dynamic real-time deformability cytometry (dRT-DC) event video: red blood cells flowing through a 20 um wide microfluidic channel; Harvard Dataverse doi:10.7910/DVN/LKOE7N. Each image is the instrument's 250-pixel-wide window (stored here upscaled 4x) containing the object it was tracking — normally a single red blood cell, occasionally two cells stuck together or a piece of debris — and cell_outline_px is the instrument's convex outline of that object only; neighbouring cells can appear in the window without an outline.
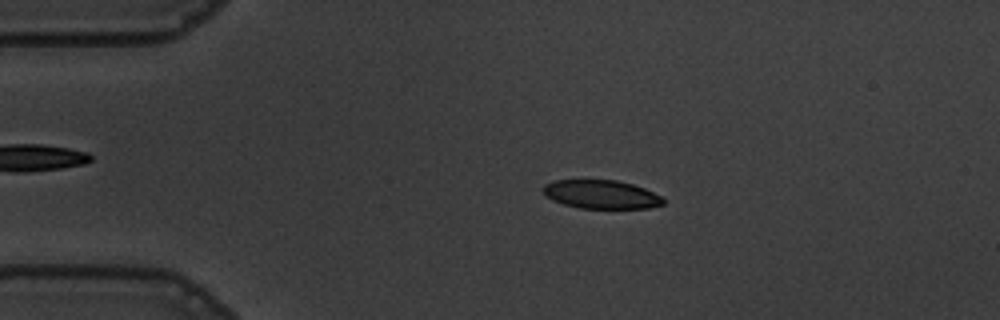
{"species": "common noctule bat (a hibernating species)", "species_latin": "Nyctalus noctula", "temperature_condition": "warm", "stored_images_in_passage": 49, "camera_frame_rate_fps": 3000, "um_per_image_px": 0.085, "animal": {"sex": "male", "body_mass_g": 19.5, "forearm_length_mm": 54.6}, "frame": {"image": 1, "passage_image": 5, "time_ms": 1.333, "image_size_px": [1000, 320], "cell_outline_px": [[664, 204], [648, 208], [580, 208], [564, 204], [552, 200], [544, 196], [544, 184], [556, 180], [616, 180], [632, 184], [644, 188], [660, 196], [664, 200]], "centroid_in_image_um": [51.09, 16.52], "position_along_channel_um": 33.9, "area_um2": 19.88}}
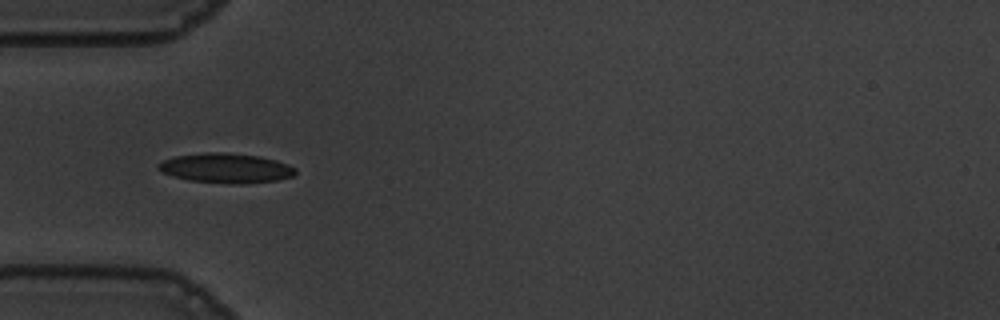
{"frame": {"image": 2, "passage_image": 11, "time_ms": 3.333, "image_size_px": [1000, 320], "cell_outline_px": [[296, 172], [292, 176], [276, 180], [240, 184], [228, 184], [188, 180], [172, 176], [156, 168], [156, 164], [172, 156], [204, 152], [228, 152], [260, 156], [276, 160], [288, 164], [296, 168]], "centroid_in_image_um": [19.17, 14.28], "position_along_channel_um": 65.8, "area_um2": 23.99}}
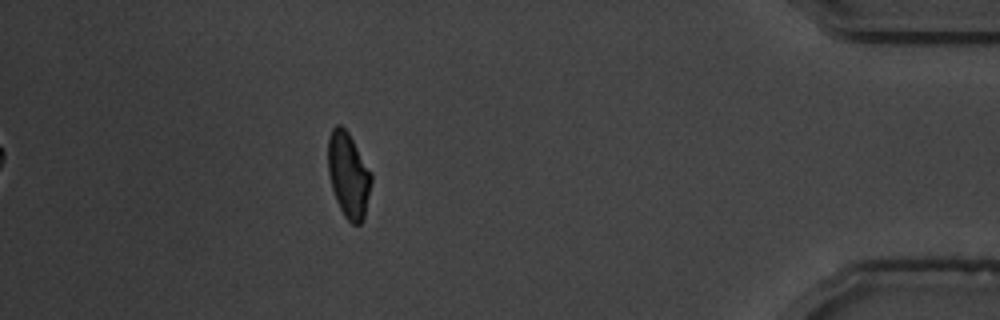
{"frame": {"image": 3, "passage_image": 43, "time_ms": 14.0, "image_size_px": [1000, 320], "cell_outline_px": [[372, 180], [364, 220], [360, 224], [352, 224], [344, 216], [336, 200], [332, 188], [328, 172], [328, 136], [332, 128], [336, 124], [340, 124], [348, 132], [372, 172]], "centroid_in_image_um": [29.62, 14.87], "position_along_channel_um": 405.6, "area_um2": 21.68}, "authors_computed_cell_mechanics": {"area_um2": 22.0218, "velocity_mm_per_s": 3.6412, "shape_relaxation_time_tau1_ms": 4.3226, "shape_relaxation_time_tau2_ms": 1.6282, "deformation_change_tau1": 0.1517, "deformation_change_tau2": 0.0722}}